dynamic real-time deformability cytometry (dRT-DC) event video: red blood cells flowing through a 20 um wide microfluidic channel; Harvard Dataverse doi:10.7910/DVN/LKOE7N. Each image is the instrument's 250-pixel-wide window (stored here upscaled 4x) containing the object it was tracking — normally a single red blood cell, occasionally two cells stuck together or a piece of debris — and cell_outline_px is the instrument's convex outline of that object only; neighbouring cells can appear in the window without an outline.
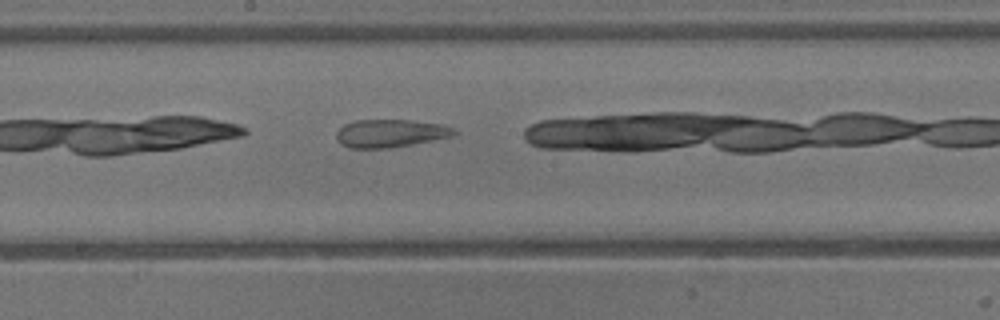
{"species": "common noctule bat (a hibernating species)", "species_latin": "Nyctalus noctula", "temperature_condition": "warm", "stored_images_in_passage": 21, "camera_frame_rate_fps": 3000, "um_per_image_px": 0.085, "animal": {"sex": "male", "body_mass_g": 13.3}, "frame": {"image": 1, "passage_image": 10, "time_ms": 3.0, "image_size_px": [1000, 320], "cell_outline_px": [[456, 132], [452, 136], [412, 144], [388, 148], [348, 148], [340, 144], [336, 140], [336, 132], [344, 124], [356, 120], [412, 120], [444, 124], [452, 128]], "centroid_in_image_um": [33.13, 11.33], "position_along_channel_um": 215.1, "area_um2": 19.19}}
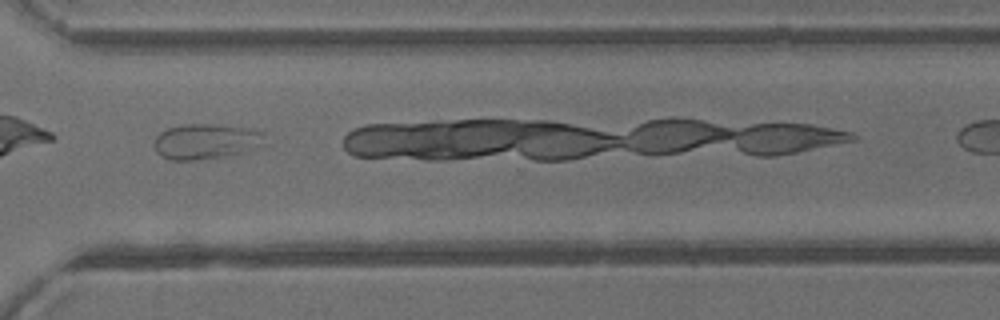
{"frame": {"image": 2, "passage_image": 18, "time_ms": 5.667, "image_size_px": [1000, 320], "cell_outline_px": [[268, 144], [264, 148], [248, 152], [224, 156], [196, 160], [168, 160], [160, 156], [156, 152], [156, 136], [160, 132], [168, 128], [180, 124], [212, 124], [244, 128], [264, 132]], "centroid_in_image_um": [17.6, 12.04], "position_along_channel_um": 353.0, "area_um2": 23.29}}